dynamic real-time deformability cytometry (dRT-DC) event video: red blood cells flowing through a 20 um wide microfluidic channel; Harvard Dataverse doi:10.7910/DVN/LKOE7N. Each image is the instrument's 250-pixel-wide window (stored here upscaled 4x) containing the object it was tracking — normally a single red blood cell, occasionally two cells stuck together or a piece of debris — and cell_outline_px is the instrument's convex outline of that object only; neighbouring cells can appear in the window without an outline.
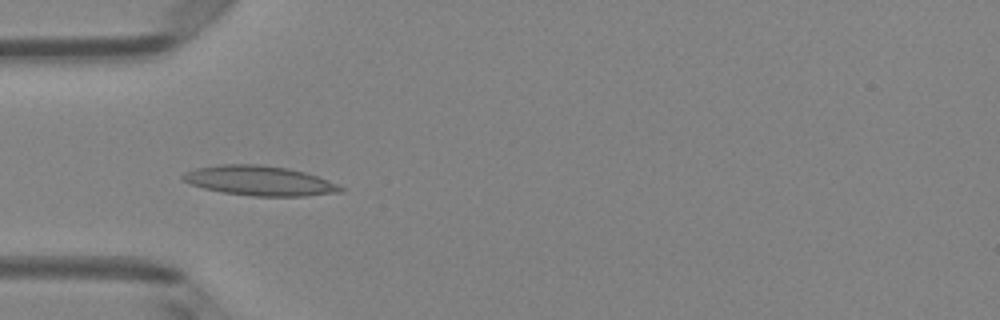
{"species": "Egyptian fruit bat (a non-hibernating species)", "species_latin": "Rousettus aegyptiacus", "temperature_condition": "room temperature", "stored_images_in_passage": 6, "camera_frame_rate_fps": 3000, "um_per_image_px": 0.085, "animal": {"sex": "female"}, "frame": {"image": 1, "passage_image": 4, "time_ms": 1.0, "image_size_px": [1000, 320], "cell_outline_px": [[344, 192], [304, 196], [252, 196], [224, 192], [204, 188], [192, 184], [184, 180], [180, 176], [184, 172], [196, 168], [220, 164], [260, 164], [288, 168], [304, 172], [328, 180], [344, 188]], "centroid_in_image_um": [22.07, 15.36], "position_along_channel_um": 62.9, "area_um2": 27.22}}
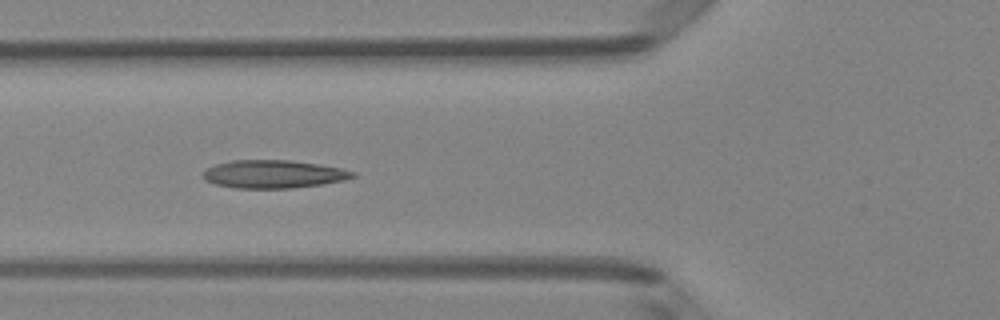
{"frame": {"image": 2, "passage_image": 5, "time_ms": 1.333, "image_size_px": [1000, 320], "cell_outline_px": [[356, 176], [344, 180], [320, 184], [292, 188], [236, 188], [216, 184], [204, 180], [204, 172], [208, 168], [216, 164], [232, 160], [292, 160], [320, 164], [340, 168], [356, 172]], "centroid_in_image_um": [23.27, 14.79], "position_along_channel_um": 102.5, "area_um2": 24.33}}
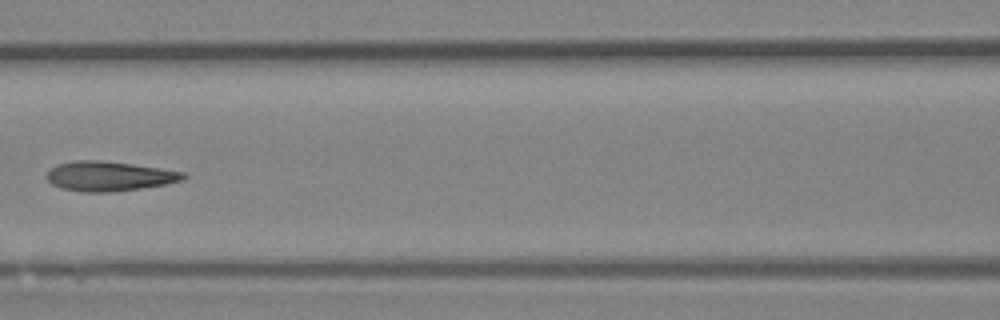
{"frame": {"image": 3, "passage_image": 6, "time_ms": 1.667, "image_size_px": [1000, 320], "cell_outline_px": [[188, 176], [184, 180], [164, 184], [140, 188], [112, 192], [84, 192], [60, 188], [52, 184], [44, 176], [48, 168], [56, 164], [72, 160], [100, 160], [132, 164], [160, 168], [184, 172]], "centroid_in_image_um": [9.22, 14.96], "position_along_channel_um": 157.4, "area_um2": 23.87}}